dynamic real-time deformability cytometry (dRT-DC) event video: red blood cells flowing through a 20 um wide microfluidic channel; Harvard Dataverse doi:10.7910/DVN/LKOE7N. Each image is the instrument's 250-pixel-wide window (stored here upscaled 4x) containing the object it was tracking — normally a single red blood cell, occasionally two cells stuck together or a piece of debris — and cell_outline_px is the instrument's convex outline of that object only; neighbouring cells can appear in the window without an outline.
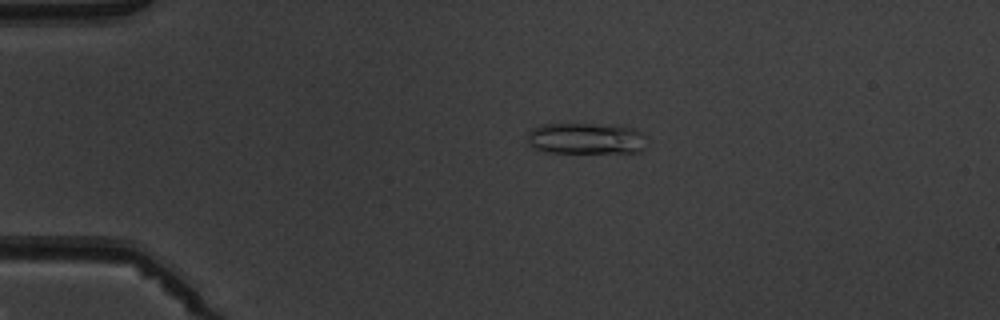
{"species": "common noctule bat (a hibernating species)", "species_latin": "Nyctalus noctula", "temperature_condition": "warm", "stored_images_in_passage": 4, "camera_frame_rate_fps": 3000, "um_per_image_px": 0.085, "animal": {"sex": "male", "body_mass_g": 19.5, "forearm_length_mm": 54.6}, "frame": {"image": 1, "passage_image": 3, "time_ms": 3.0, "image_size_px": [1000, 320], "cell_outline_px": [[644, 148], [640, 152], [544, 152], [532, 148], [528, 144], [528, 132], [532, 128], [540, 124], [620, 124], [632, 128], [640, 132], [644, 136]], "centroid_in_image_um": [49.77, 11.76], "position_along_channel_um": 35.2, "area_um2": 21.96}}